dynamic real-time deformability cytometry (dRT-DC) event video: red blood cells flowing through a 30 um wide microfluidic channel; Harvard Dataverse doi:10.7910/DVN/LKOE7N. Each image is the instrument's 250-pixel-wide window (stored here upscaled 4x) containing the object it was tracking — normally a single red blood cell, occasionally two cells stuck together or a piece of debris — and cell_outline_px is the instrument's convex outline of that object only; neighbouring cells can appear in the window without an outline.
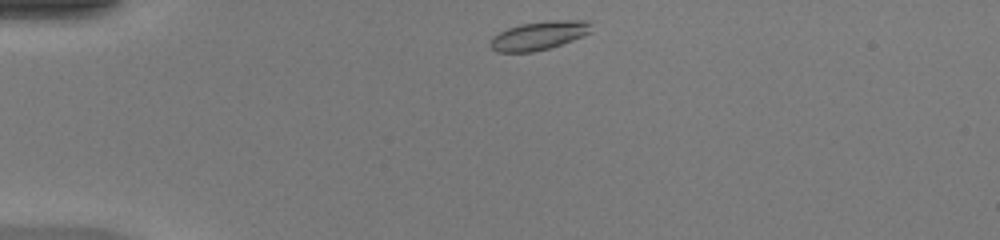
{"species": "common noctule bat (a hibernating species)", "species_latin": "Nyctalus noctula", "temperature_condition": "warm", "stored_images_in_passage": 38, "camera_frame_rate_fps": 3000, "um_per_image_px": 0.085, "animal": {"sex": "female", "body_mass_g": 20.0, "forearm_length_mm": 54.0}, "frame": {"image": 1, "passage_image": 1, "time_ms": 0.0, "image_size_px": [1000, 240], "cell_outline_px": [[592, 32], [584, 36], [548, 48], [532, 52], [496, 52], [488, 44], [492, 36], [508, 28], [520, 24], [552, 20], [592, 20]], "centroid_in_image_um": [45.84, 3.01], "position_along_channel_um": 39.2, "area_um2": 16.99}}
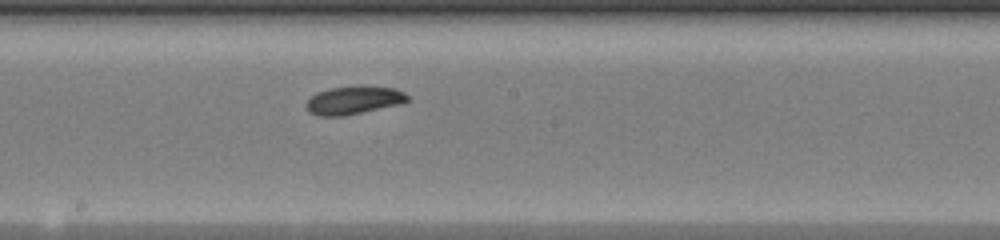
{"frame": {"image": 2, "passage_image": 17, "time_ms": 5.333, "image_size_px": [1000, 240], "cell_outline_px": [[408, 100], [400, 104], [344, 116], [320, 116], [308, 112], [304, 104], [316, 92], [328, 88], [396, 88], [404, 92], [408, 96]], "centroid_in_image_um": [30.01, 8.56], "position_along_channel_um": 218.2, "area_um2": 16.07}}
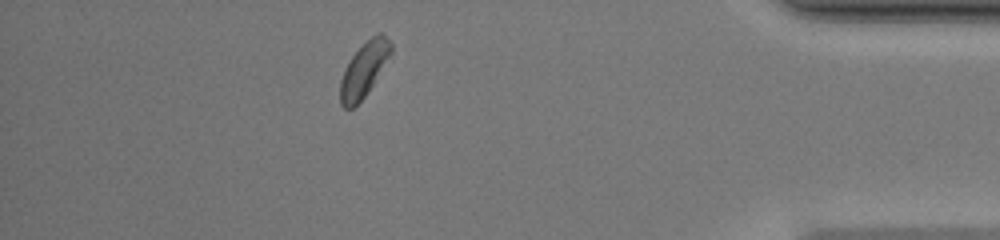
{"frame": {"image": 3, "passage_image": 33, "time_ms": 10.667, "image_size_px": [1000, 240], "cell_outline_px": [[392, 52], [372, 84], [364, 96], [352, 108], [344, 108], [340, 104], [340, 80], [344, 68], [352, 56], [376, 32], [380, 32], [392, 44]], "centroid_in_image_um": [30.91, 5.91], "position_along_channel_um": 404.3, "area_um2": 15.61}, "authors_computed_cell_mechanics": {"area_um2": 16.3863, "velocity_mm_per_s": 4.2055, "shape_relaxation_time_tau1_ms": 1.9238, "shape_relaxation_time_tau2_ms": null, "deformation_change_tau1": 0.0856, "deformation_change_tau2": null}}